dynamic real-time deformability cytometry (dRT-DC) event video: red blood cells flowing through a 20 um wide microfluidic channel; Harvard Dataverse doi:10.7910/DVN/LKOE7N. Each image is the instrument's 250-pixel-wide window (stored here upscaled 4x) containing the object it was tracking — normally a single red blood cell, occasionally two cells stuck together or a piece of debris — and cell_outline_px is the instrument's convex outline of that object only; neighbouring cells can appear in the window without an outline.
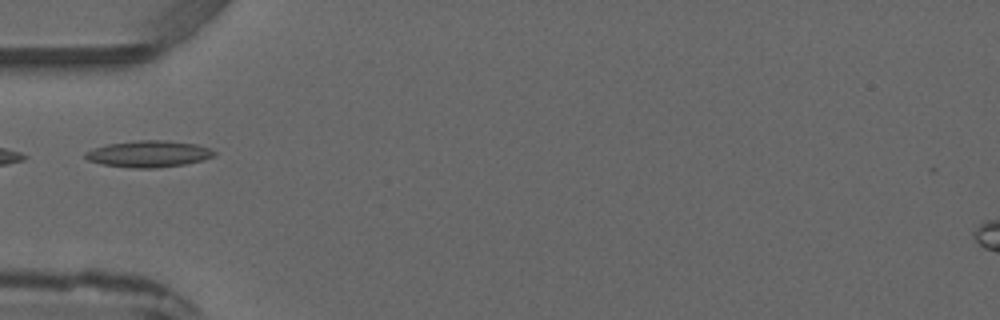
{"species": "common noctule bat (a hibernating species)", "species_latin": "Nyctalus noctula", "temperature_condition": "warm", "stored_images_in_passage": 3, "camera_frame_rate_fps": 3000, "um_per_image_px": 0.085, "animal": {"sex": "male", "forearm_length_mm": 52.5}, "frame": {"image": 1, "passage_image": 3, "time_ms": 2.333, "image_size_px": [1000, 320], "cell_outline_px": [[216, 156], [204, 160], [184, 164], [156, 168], [132, 168], [100, 164], [88, 160], [84, 156], [84, 152], [92, 148], [108, 144], [136, 140], [168, 140], [196, 144], [212, 148], [216, 152]], "centroid_in_image_um": [12.66, 13.08], "position_along_channel_um": 72.3, "area_um2": 20.23}}